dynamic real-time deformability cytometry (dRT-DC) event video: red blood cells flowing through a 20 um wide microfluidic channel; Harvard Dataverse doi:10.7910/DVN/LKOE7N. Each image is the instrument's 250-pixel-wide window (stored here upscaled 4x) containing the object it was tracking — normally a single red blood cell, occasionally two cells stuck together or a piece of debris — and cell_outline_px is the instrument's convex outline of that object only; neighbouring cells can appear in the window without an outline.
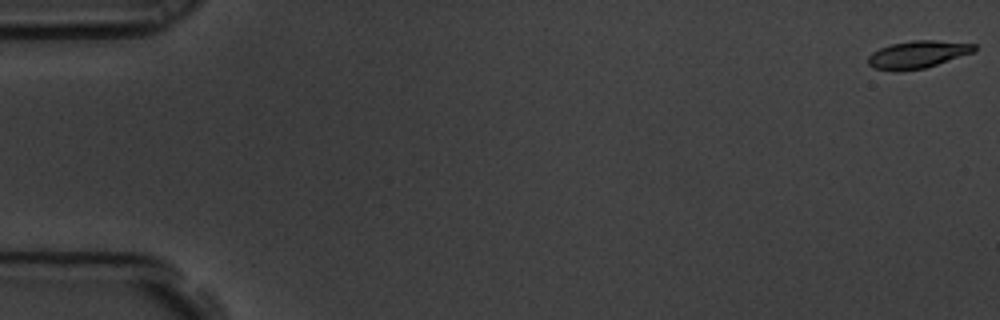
{"species": "common noctule bat (a hibernating species)", "species_latin": "Nyctalus noctula", "temperature_condition": "room temperature", "stored_images_in_passage": 5, "camera_frame_rate_fps": 3000, "um_per_image_px": 0.085, "animal": {"sex": "male", "body_mass_g": 19.5, "forearm_length_mm": 54.6}, "frame": {"image": 1, "passage_image": 1, "time_ms": 0.0, "image_size_px": [1000, 320], "cell_outline_px": [[976, 52], [924, 68], [896, 72], [872, 68], [868, 64], [868, 56], [872, 52], [880, 48], [892, 44], [912, 40], [936, 40], [976, 44]], "centroid_in_image_um": [78.0, 4.64], "position_along_channel_um": 7.0, "area_um2": 17.17}}
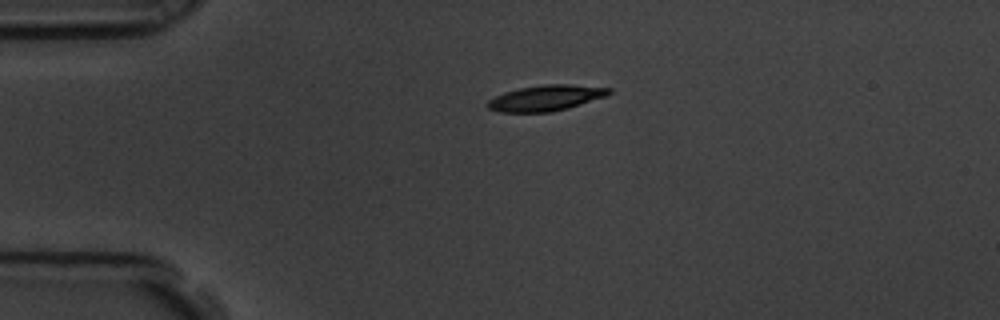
{"frame": {"image": 2, "passage_image": 4, "time_ms": 1.0, "image_size_px": [1000, 320], "cell_outline_px": [[612, 92], [604, 96], [568, 108], [552, 112], [500, 112], [488, 108], [484, 104], [488, 100], [504, 92], [520, 88], [544, 84], [568, 84], [612, 88]], "centroid_in_image_um": [46.36, 8.33], "position_along_channel_um": 38.6, "area_um2": 18.09}}